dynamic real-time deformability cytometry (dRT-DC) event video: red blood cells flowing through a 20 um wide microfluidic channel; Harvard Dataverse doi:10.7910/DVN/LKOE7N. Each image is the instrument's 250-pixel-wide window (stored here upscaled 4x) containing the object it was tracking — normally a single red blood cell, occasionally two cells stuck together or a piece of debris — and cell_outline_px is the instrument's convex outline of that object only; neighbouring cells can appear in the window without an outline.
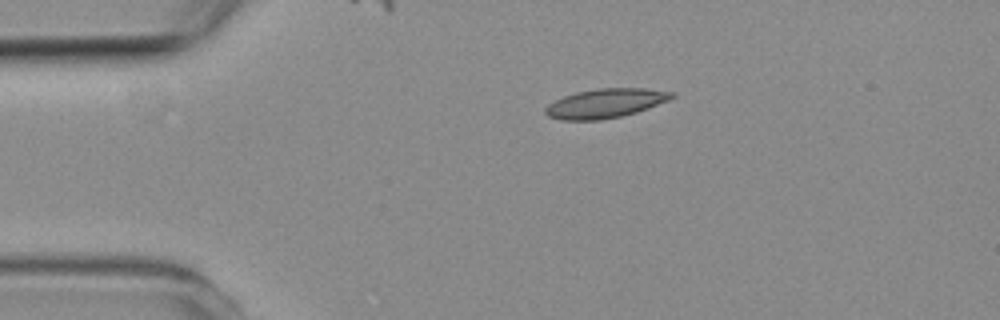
{"species": "common noctule bat (a hibernating species)", "species_latin": "Nyctalus noctula", "temperature_condition": "room temperature", "stored_images_in_passage": 2, "camera_frame_rate_fps": 3000, "um_per_image_px": 0.085, "animal": {"sex": "female", "body_mass_g": 19.3, "forearm_length_mm": 54.1}, "frame": {"image": 1, "passage_image": 1, "time_ms": 0.0, "image_size_px": [1000, 320], "cell_outline_px": [[676, 96], [668, 100], [648, 108], [636, 112], [620, 116], [600, 120], [560, 120], [548, 116], [544, 112], [544, 108], [548, 104], [564, 96], [576, 92], [596, 88], [644, 88], [676, 92]], "centroid_in_image_um": [51.46, 8.77], "position_along_channel_um": 33.5, "area_um2": 21.56}}